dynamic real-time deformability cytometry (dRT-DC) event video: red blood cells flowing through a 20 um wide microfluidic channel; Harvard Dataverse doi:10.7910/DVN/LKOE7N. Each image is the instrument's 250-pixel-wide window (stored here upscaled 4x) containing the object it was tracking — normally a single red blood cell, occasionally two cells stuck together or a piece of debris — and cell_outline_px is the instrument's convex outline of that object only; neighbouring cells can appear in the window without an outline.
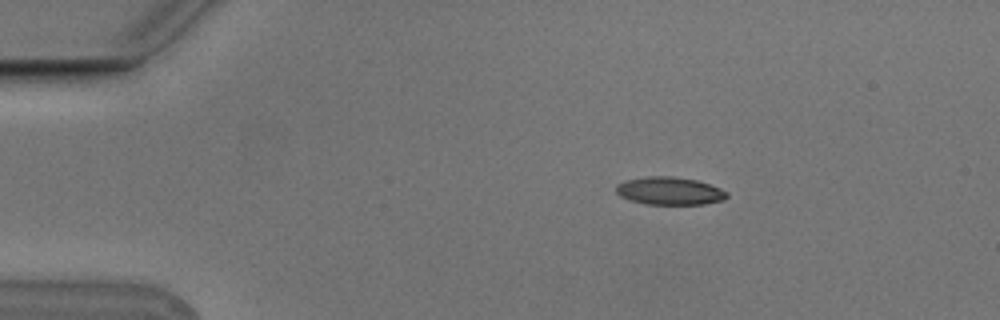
{"species": "Egyptian fruit bat (a non-hibernating species)", "species_latin": "Rousettus aegyptiacus", "temperature_condition": "cold", "stored_images_in_passage": 2, "camera_frame_rate_fps": 3000, "um_per_image_px": 0.085, "animal": {"sex": "male"}, "frame": {"image": 1, "passage_image": 1, "time_ms": 0.0, "image_size_px": [1000, 320], "cell_outline_px": [[728, 196], [724, 200], [704, 204], [648, 204], [632, 200], [620, 196], [616, 192], [616, 184], [628, 180], [644, 176], [672, 176], [696, 180], [720, 188], [728, 192]], "centroid_in_image_um": [56.93, 16.22], "position_along_channel_um": 28.1, "area_um2": 17.86}}